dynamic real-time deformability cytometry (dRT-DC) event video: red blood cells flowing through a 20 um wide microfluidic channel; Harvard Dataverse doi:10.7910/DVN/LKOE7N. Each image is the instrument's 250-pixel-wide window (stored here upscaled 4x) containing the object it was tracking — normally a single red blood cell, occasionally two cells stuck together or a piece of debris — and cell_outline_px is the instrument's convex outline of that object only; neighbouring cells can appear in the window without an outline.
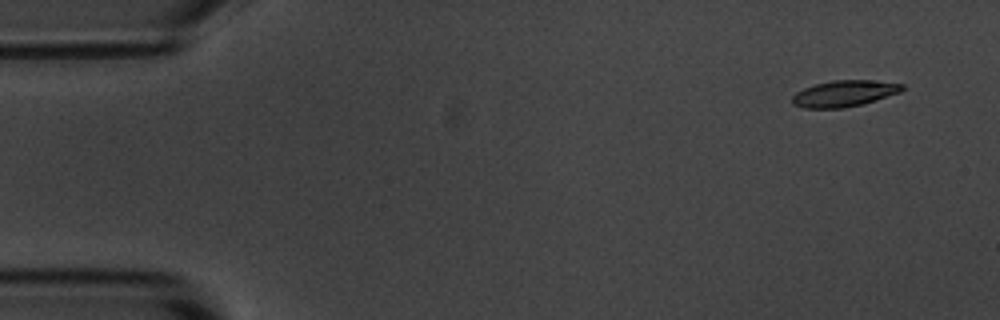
{"species": "common noctule bat (a hibernating species)", "species_latin": "Nyctalus noctula", "temperature_condition": "room temperature", "stored_images_in_passage": 5, "camera_frame_rate_fps": 3000, "um_per_image_px": 0.085, "animal": {"sex": "male", "body_mass_g": 20.1, "forearm_length_mm": 53.5}, "frame": {"image": 1, "passage_image": 1, "time_ms": 0.0, "image_size_px": [1000, 320], "cell_outline_px": [[904, 88], [900, 92], [876, 100], [844, 108], [804, 108], [792, 104], [792, 96], [796, 92], [804, 88], [816, 84], [832, 80], [872, 80], [904, 84]], "centroid_in_image_um": [71.75, 7.94], "position_along_channel_um": 13.3, "area_um2": 16.76}}
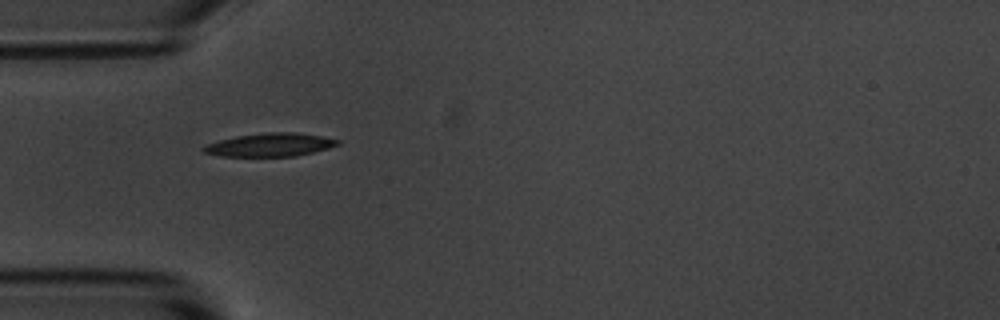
{"frame": {"image": 2, "passage_image": 4, "time_ms": 4.333, "image_size_px": [1000, 320], "cell_outline_px": [[340, 144], [328, 148], [296, 156], [220, 156], [204, 152], [200, 148], [208, 144], [220, 140], [236, 136], [268, 132], [292, 132], [320, 136], [340, 140]], "centroid_in_image_um": [22.95, 12.31], "position_along_channel_um": 62.1, "area_um2": 17.98}}